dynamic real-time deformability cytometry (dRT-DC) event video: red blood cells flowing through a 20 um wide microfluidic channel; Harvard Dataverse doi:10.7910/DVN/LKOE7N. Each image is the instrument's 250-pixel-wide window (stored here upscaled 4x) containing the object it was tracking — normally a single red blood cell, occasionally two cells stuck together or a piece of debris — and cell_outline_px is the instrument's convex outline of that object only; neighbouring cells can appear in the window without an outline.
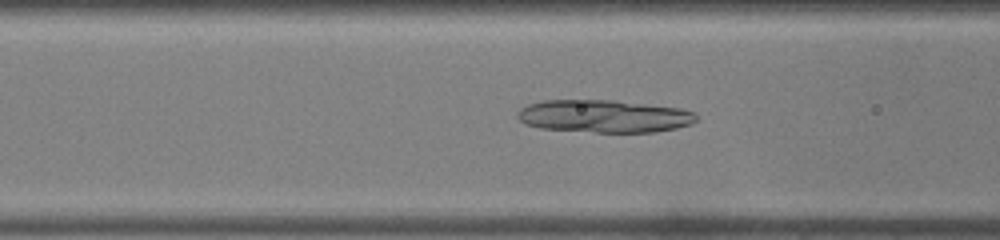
{"species": "common noctule bat (a hibernating species)", "species_latin": "Nyctalus noctula", "temperature_condition": "warm", "stored_images_in_passage": 37, "camera_frame_rate_fps": 3000, "um_per_image_px": 0.085, "animal": {"sex": "male", "body_mass_g": 19.0, "forearm_length_mm": 50.8}, "frame": {"image": 1, "passage_image": 9, "time_ms": 2.667, "image_size_px": [1000, 240], "cell_outline_px": [[696, 120], [692, 124], [676, 128], [656, 132], [596, 132], [540, 128], [524, 124], [516, 116], [516, 112], [520, 108], [528, 104], [544, 100], [612, 100], [680, 108], [696, 112]], "centroid_in_image_um": [51.33, 9.87], "position_along_channel_um": 115.3, "area_um2": 34.16}}
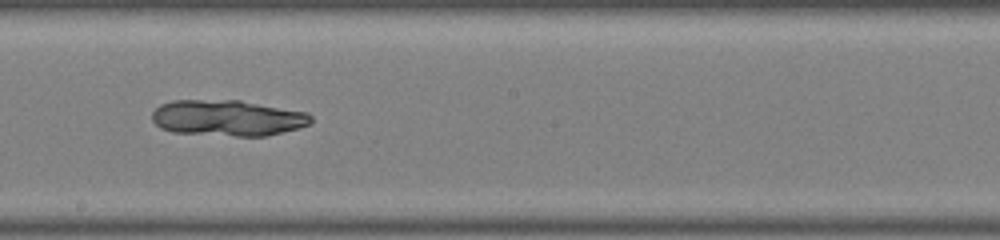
{"frame": {"image": 2, "passage_image": 17, "time_ms": 5.333, "image_size_px": [1000, 240], "cell_outline_px": [[312, 124], [300, 128], [264, 136], [236, 136], [172, 132], [160, 128], [152, 120], [152, 112], [160, 104], [172, 100], [240, 100], [308, 112], [312, 116]], "centroid_in_image_um": [19.36, 10.02], "position_along_channel_um": 228.8, "area_um2": 33.58}}
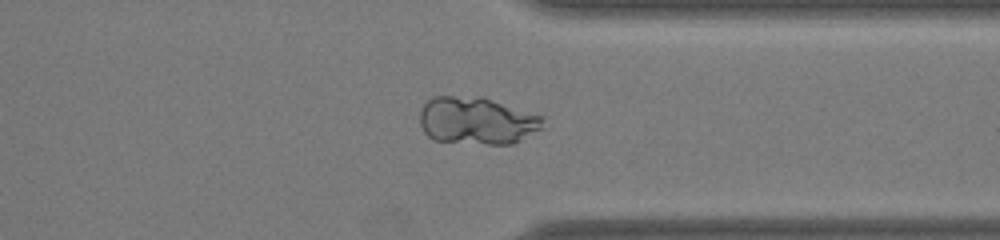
{"frame": {"image": 3, "passage_image": 27, "time_ms": 8.667, "image_size_px": [1000, 240], "cell_outline_px": [[544, 116], [540, 128], [520, 140], [512, 144], [488, 144], [432, 140], [424, 132], [420, 124], [420, 108], [432, 96], [484, 96]], "centroid_in_image_um": [40.5, 10.23], "position_along_channel_um": 370.9, "area_um2": 34.22}}